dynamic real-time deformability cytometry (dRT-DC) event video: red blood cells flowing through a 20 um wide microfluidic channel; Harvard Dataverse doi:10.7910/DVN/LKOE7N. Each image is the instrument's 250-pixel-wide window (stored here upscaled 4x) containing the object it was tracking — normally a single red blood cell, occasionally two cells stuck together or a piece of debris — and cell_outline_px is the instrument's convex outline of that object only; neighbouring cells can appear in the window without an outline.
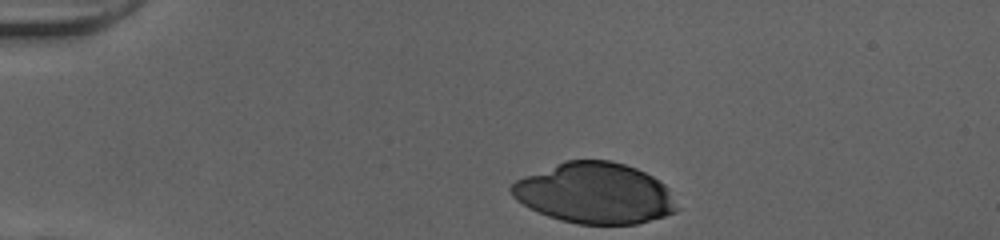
{"species": "human", "species_latin": "Homo sapiens", "temperature_condition": "cold", "stored_images_in_passage": 32, "camera_frame_rate_fps": 3000, "um_per_image_px": 0.085, "donor": {"sex": "female"}, "frame": {"image": 1, "passage_image": 1, "time_ms": 0.0, "image_size_px": [1000, 240], "cell_outline_px": [[680, 208], [676, 212], [664, 216], [636, 224], [576, 224], [560, 220], [548, 216], [528, 208], [516, 200], [512, 196], [508, 188], [516, 180], [524, 176], [564, 160], [612, 160], [636, 168], [652, 176], [664, 184], [668, 188]], "centroid_in_image_um": [50.54, 16.42], "position_along_channel_um": 34.5, "area_um2": 58.96}}